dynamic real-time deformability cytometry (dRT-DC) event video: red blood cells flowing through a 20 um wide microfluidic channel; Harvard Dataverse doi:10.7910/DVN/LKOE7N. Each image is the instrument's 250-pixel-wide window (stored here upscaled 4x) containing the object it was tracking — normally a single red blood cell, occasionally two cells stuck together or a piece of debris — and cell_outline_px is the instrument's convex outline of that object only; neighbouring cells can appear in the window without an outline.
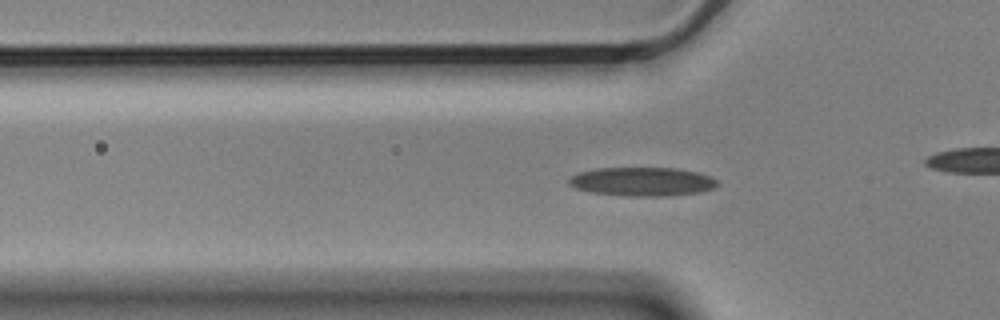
{"species": "Egyptian fruit bat (a non-hibernating species)", "species_latin": "Rousettus aegyptiacus", "temperature_condition": "cold", "stored_images_in_passage": 51, "camera_frame_rate_fps": 3000, "um_per_image_px": 0.085, "animal": {"sex": "male"}, "frame": {"image": 1, "passage_image": 17, "time_ms": 5.333, "image_size_px": [1000, 320], "cell_outline_px": [[720, 184], [712, 188], [700, 192], [664, 196], [624, 196], [592, 192], [576, 188], [568, 184], [568, 180], [572, 176], [580, 172], [596, 168], [676, 168], [696, 172], [712, 176]], "centroid_in_image_um": [54.6, 15.44], "position_along_channel_um": 71.2, "area_um2": 24.85}}
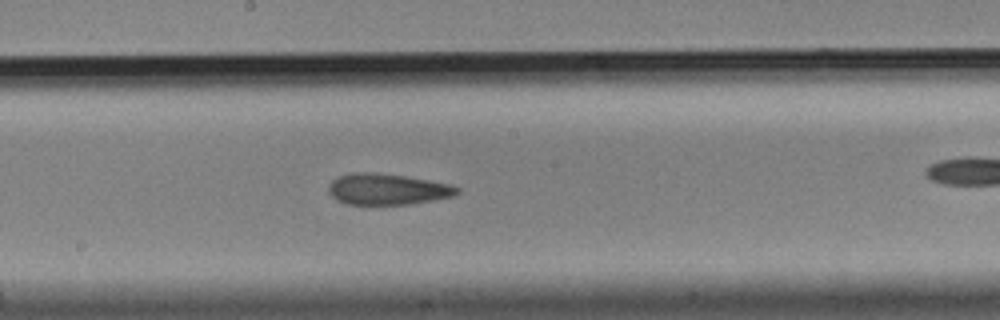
{"frame": {"image": 2, "passage_image": 29, "time_ms": 9.333, "image_size_px": [1000, 320], "cell_outline_px": [[460, 192], [452, 196], [432, 200], [408, 204], [344, 204], [336, 200], [328, 192], [328, 184], [336, 176], [352, 172], [372, 172], [404, 176], [452, 184], [460, 188]], "centroid_in_image_um": [32.88, 16.07], "position_along_channel_um": 215.3, "area_um2": 23.41}}
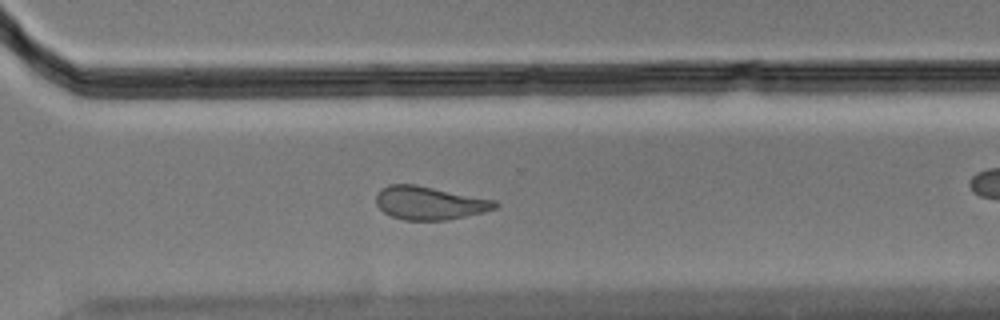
{"frame": {"image": 3, "passage_image": 39, "time_ms": 12.667, "image_size_px": [1000, 320], "cell_outline_px": [[500, 204], [496, 208], [484, 212], [448, 220], [404, 220], [392, 216], [384, 212], [376, 204], [376, 192], [380, 188], [388, 184], [416, 184], [496, 200]], "centroid_in_image_um": [36.5, 17.24], "position_along_channel_um": 334.1, "area_um2": 23.29}, "authors_computed_cell_mechanics": {"area_um2": 23.698, "velocity_mm_per_s": 3.5803, "shape_relaxation_time_tau1_ms": 8.9474, "shape_relaxation_time_tau2_ms": 2.1561, "deformation_change_tau1": 0.1925, "deformation_change_tau2": 0.0953}}